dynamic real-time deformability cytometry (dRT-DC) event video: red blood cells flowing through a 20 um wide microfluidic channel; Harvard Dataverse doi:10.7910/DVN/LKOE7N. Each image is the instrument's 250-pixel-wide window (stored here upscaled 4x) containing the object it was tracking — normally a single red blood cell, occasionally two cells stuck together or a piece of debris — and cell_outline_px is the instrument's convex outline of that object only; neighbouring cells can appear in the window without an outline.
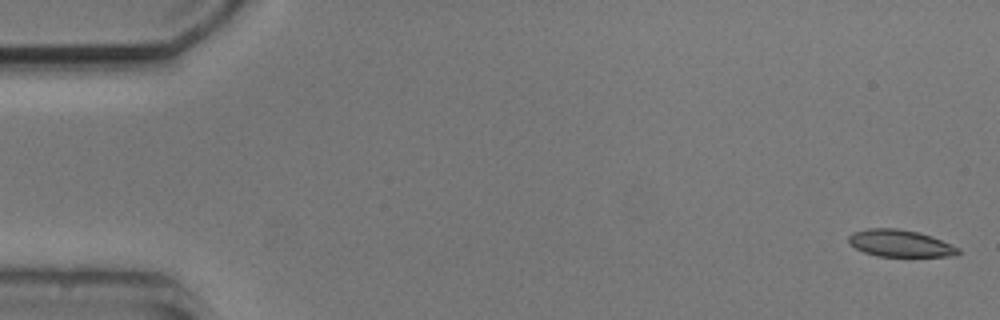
{"species": "common noctule bat (a hibernating species)", "species_latin": "Nyctalus noctula", "temperature_condition": "cold", "stored_images_in_passage": 4, "camera_frame_rate_fps": 3000, "um_per_image_px": 0.085, "animal": {"sex": "male", "body_mass_g": 20.5, "forearm_length_mm": 52.5}, "frame": {"image": 1, "passage_image": 1, "time_ms": 0.0, "image_size_px": [1000, 320], "cell_outline_px": [[960, 252], [956, 256], [876, 256], [864, 252], [856, 248], [848, 240], [848, 236], [852, 232], [868, 228], [896, 228], [920, 232], [932, 236], [960, 248]], "centroid_in_image_um": [76.52, 20.68], "position_along_channel_um": 8.5, "area_um2": 17.28}}